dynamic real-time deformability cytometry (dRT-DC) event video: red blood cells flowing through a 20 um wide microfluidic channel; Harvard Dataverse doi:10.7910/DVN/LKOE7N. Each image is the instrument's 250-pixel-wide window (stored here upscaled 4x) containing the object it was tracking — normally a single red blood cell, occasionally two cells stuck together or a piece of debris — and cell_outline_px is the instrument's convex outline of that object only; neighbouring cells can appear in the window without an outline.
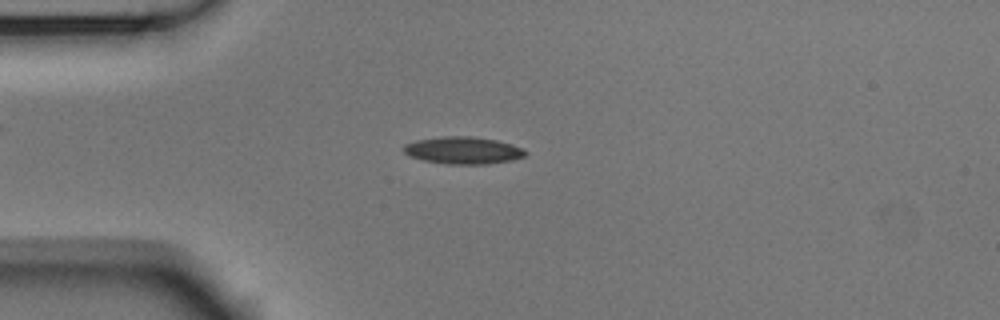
{"species": "Egyptian fruit bat (a non-hibernating species)", "species_latin": "Rousettus aegyptiacus", "temperature_condition": "room temperature", "stored_images_in_passage": 48, "camera_frame_rate_fps": 3000, "um_per_image_px": 0.085, "animal": {"sex": "male"}, "frame": {"image": 1, "passage_image": 8, "time_ms": 2.333, "image_size_px": [1000, 320], "cell_outline_px": [[528, 152], [524, 156], [512, 160], [484, 164], [448, 164], [424, 160], [412, 156], [404, 152], [400, 148], [404, 144], [416, 140], [444, 136], [472, 136], [496, 140], [512, 144]], "centroid_in_image_um": [39.34, 12.77], "position_along_channel_um": 45.7, "area_um2": 19.19}}
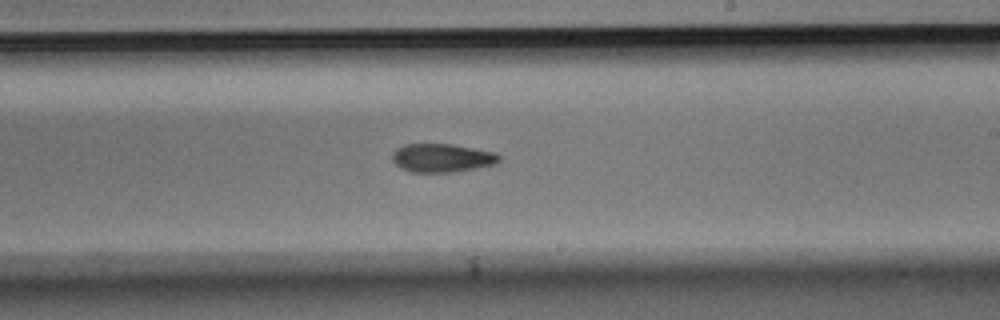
{"frame": {"image": 2, "passage_image": 26, "time_ms": 8.333, "image_size_px": [1000, 320], "cell_outline_px": [[500, 160], [496, 164], [456, 172], [412, 172], [396, 164], [392, 160], [392, 152], [396, 148], [404, 144], [452, 144], [496, 152], [500, 156]], "centroid_in_image_um": [37.59, 13.41], "position_along_channel_um": 251.4, "area_um2": 17.8}}
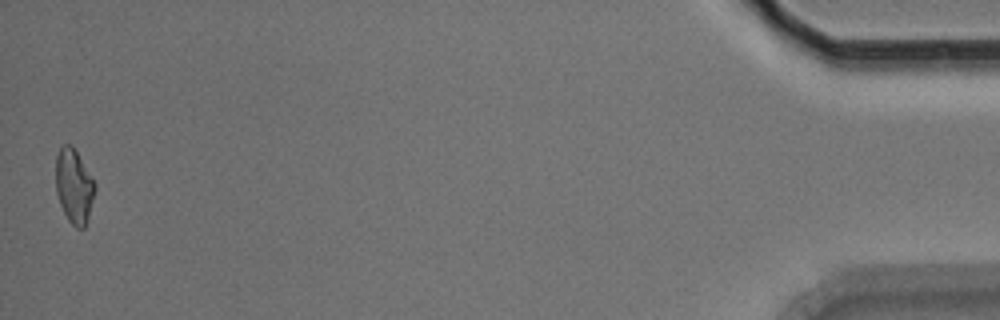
{"frame": {"image": 3, "passage_image": 48, "time_ms": 15.667, "image_size_px": [1000, 320], "cell_outline_px": [[96, 188], [88, 216], [84, 228], [76, 228], [68, 220], [60, 204], [56, 192], [56, 156], [60, 148], [64, 144], [72, 144], [96, 184]], "centroid_in_image_um": [6.28, 15.81], "position_along_channel_um": 428.9, "area_um2": 16.82}, "authors_computed_cell_mechanics": {"area_um2": 17.9758, "velocity_mm_per_s": 3.6908, "shape_relaxation_time_tau1_ms": 4.8467, "shape_relaxation_time_tau2_ms": null, "deformation_change_tau1": 0.144, "deformation_change_tau2": null}}